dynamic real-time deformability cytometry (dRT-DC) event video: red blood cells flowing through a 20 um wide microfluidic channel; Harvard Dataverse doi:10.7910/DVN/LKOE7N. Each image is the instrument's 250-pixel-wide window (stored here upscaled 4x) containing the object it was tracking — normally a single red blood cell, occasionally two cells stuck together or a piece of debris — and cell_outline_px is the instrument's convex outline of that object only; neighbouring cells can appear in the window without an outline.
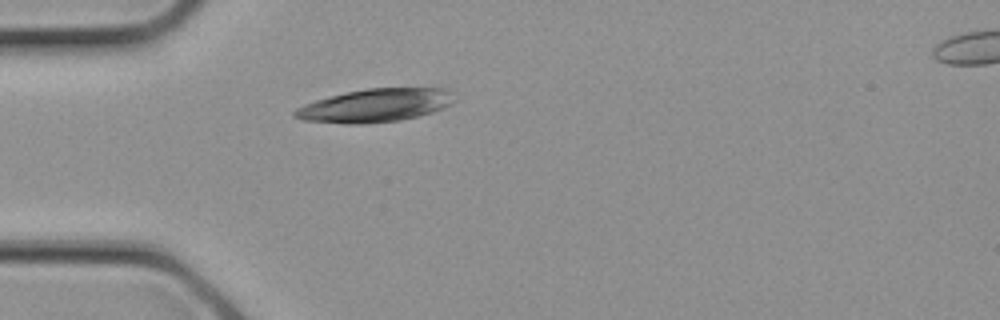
{"species": "common noctule bat (a hibernating species)", "species_latin": "Nyctalus noctula", "temperature_condition": "cold", "stored_images_in_passage": 5, "camera_frame_rate_fps": 3000, "um_per_image_px": 0.085, "animal": {"sex": "female", "body_mass_g": 21.9}, "frame": {"image": 1, "passage_image": 1, "time_ms": 0.0, "image_size_px": [1000, 320], "cell_outline_px": [[456, 100], [452, 104], [432, 112], [400, 120], [360, 124], [344, 124], [300, 120], [292, 116], [292, 112], [296, 108], [304, 104], [328, 96], [368, 88], [444, 88]], "centroid_in_image_um": [31.83, 8.97], "position_along_channel_um": 53.2, "area_um2": 30.87}}
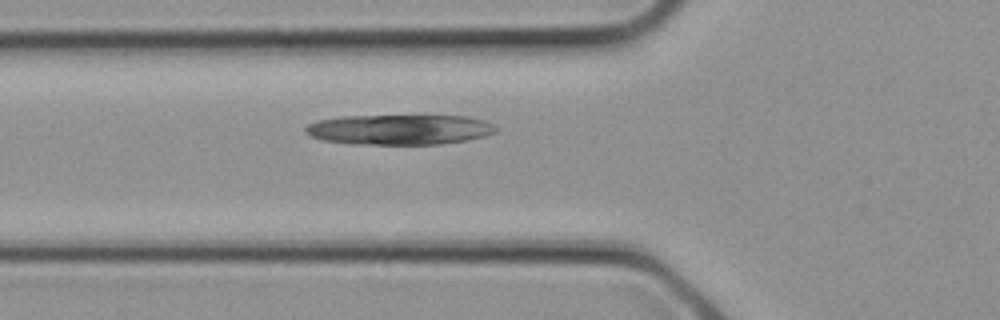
{"frame": {"image": 2, "passage_image": 3, "time_ms": 0.667, "image_size_px": [1000, 320], "cell_outline_px": [[500, 128], [496, 132], [484, 136], [468, 140], [440, 144], [348, 144], [320, 140], [304, 132], [304, 128], [308, 124], [316, 120], [340, 116], [468, 116], [484, 120]], "centroid_in_image_um": [33.94, 11.01], "position_along_channel_um": 91.9, "area_um2": 33.81}}
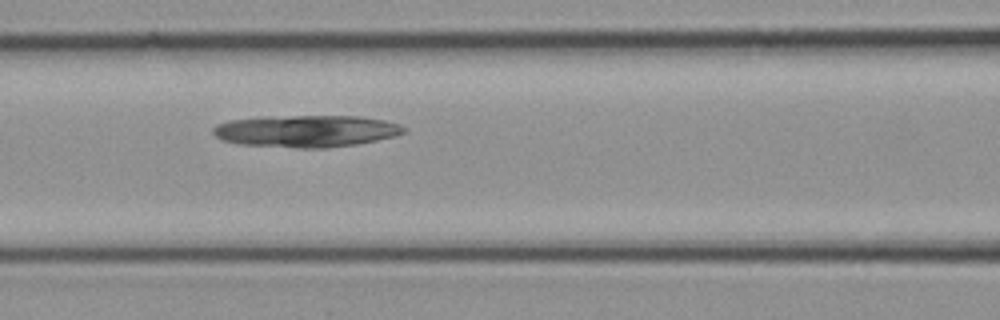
{"frame": {"image": 3, "passage_image": 5, "time_ms": 1.333, "image_size_px": [1000, 320], "cell_outline_px": [[408, 132], [396, 136], [356, 144], [324, 148], [296, 148], [240, 144], [224, 140], [216, 136], [212, 132], [212, 128], [216, 124], [232, 120], [292, 116], [360, 116], [384, 120], [400, 124], [408, 128]], "centroid_in_image_um": [26.11, 11.15], "position_along_channel_um": 140.5, "area_um2": 35.37}}